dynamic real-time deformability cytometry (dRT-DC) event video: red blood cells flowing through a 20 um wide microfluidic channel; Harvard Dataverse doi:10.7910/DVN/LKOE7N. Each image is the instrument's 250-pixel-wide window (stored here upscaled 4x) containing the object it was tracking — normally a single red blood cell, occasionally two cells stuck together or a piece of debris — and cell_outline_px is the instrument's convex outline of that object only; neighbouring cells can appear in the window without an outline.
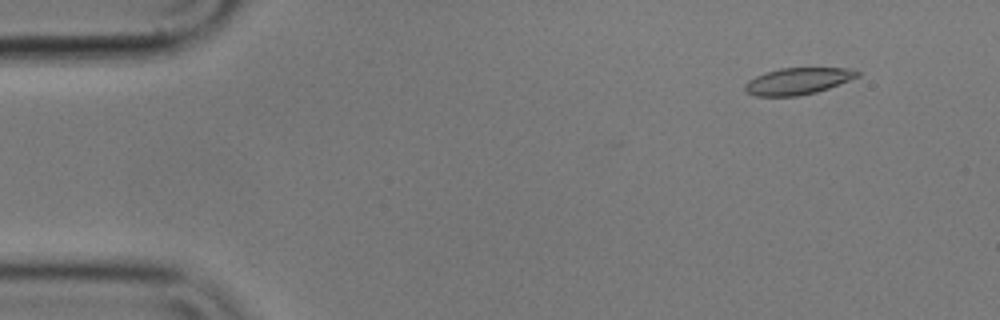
{"species": "common noctule bat (a hibernating species)", "species_latin": "Nyctalus noctula", "temperature_condition": "cold", "stored_images_in_passage": 35, "camera_frame_rate_fps": 3000, "um_per_image_px": 0.085, "animal": {"sex": "male", "body_mass_g": 17.9}, "frame": {"image": 1, "passage_image": 5, "time_ms": 1.333, "image_size_px": [1000, 320], "cell_outline_px": [[860, 76], [828, 88], [816, 92], [796, 96], [756, 96], [744, 92], [744, 84], [748, 80], [756, 76], [780, 68], [848, 68], [860, 72]], "centroid_in_image_um": [67.79, 6.9], "position_along_channel_um": 17.2, "area_um2": 17.4}}
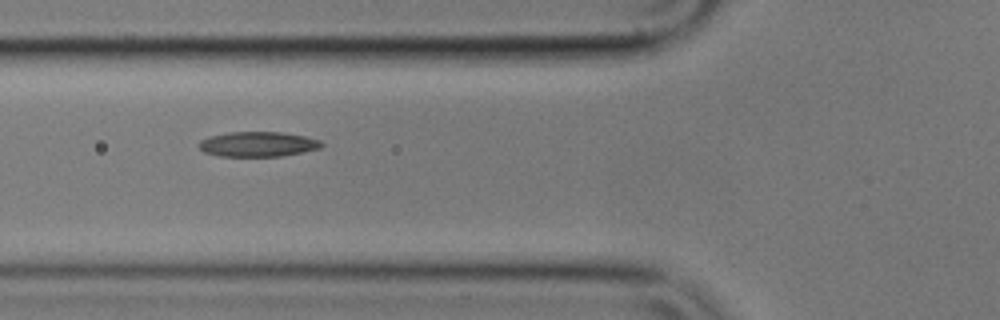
{"frame": {"image": 2, "passage_image": 20, "time_ms": 6.333, "image_size_px": [1000, 320], "cell_outline_px": [[324, 144], [320, 148], [304, 152], [280, 156], [220, 156], [204, 152], [196, 144], [200, 140], [208, 136], [228, 132], [280, 132], [304, 136], [320, 140]], "centroid_in_image_um": [21.89, 12.25], "position_along_channel_um": 103.9, "area_um2": 17.92}}
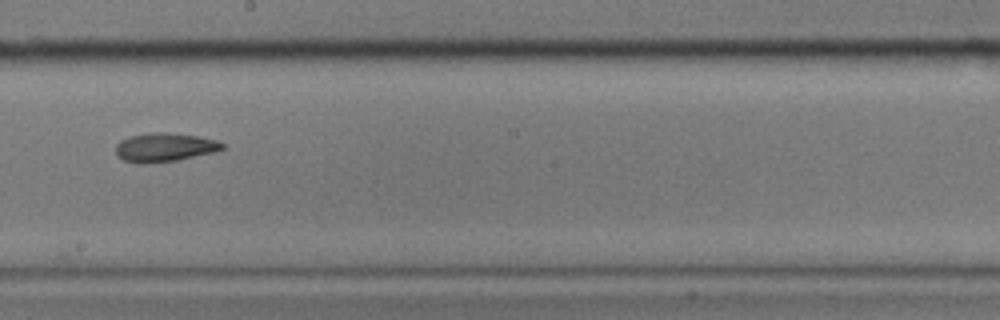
{"frame": {"image": 3, "passage_image": 31, "time_ms": 10.0, "image_size_px": [1000, 320], "cell_outline_px": [[224, 148], [216, 152], [176, 160], [144, 164], [140, 164], [124, 160], [116, 156], [116, 144], [120, 140], [128, 136], [148, 132], [164, 132], [200, 136], [216, 140], [224, 144]], "centroid_in_image_um": [13.96, 12.51], "position_along_channel_um": 234.2, "area_um2": 18.09}}